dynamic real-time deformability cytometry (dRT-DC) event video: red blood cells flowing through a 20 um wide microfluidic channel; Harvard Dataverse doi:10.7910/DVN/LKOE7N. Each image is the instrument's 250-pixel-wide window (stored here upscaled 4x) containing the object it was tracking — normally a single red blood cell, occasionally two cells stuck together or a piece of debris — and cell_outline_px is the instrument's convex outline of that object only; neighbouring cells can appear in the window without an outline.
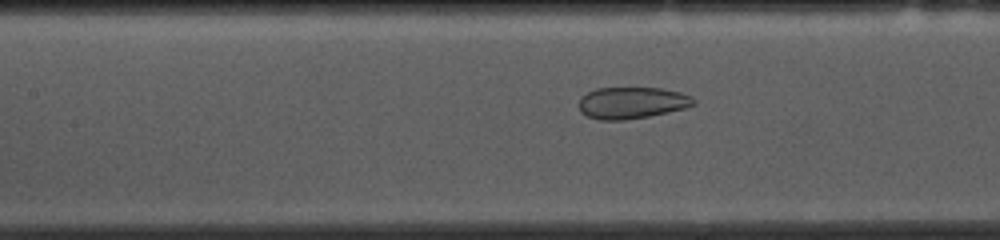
{"species": "common noctule bat (a hibernating species)", "species_latin": "Nyctalus noctula", "temperature_condition": "cold", "stored_images_in_passage": 42, "camera_frame_rate_fps": 3000, "um_per_image_px": 0.085, "animal": {"sex": "female", "body_mass_g": 10.0, "forearm_length_mm": 53.1}, "frame": {"image": 1, "passage_image": 11, "time_ms": 3.333, "image_size_px": [1000, 240], "cell_outline_px": [[696, 104], [684, 108], [668, 112], [648, 116], [624, 120], [600, 120], [588, 116], [580, 112], [580, 100], [588, 92], [596, 88], [660, 88], [680, 92], [692, 96], [696, 100]], "centroid_in_image_um": [53.74, 8.74], "position_along_channel_um": 153.7, "area_um2": 21.04}}
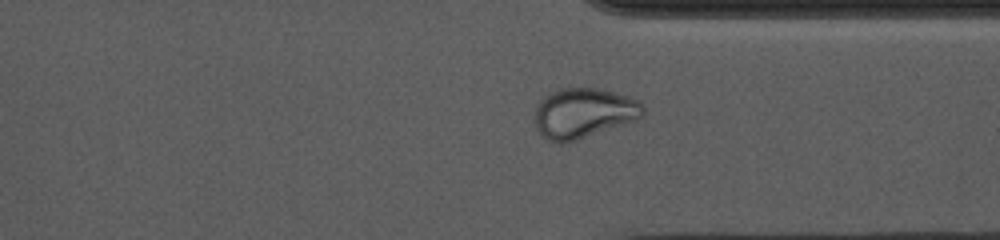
{"frame": {"image": 2, "passage_image": 28, "time_ms": 9.0, "image_size_px": [1000, 240], "cell_outline_px": [[644, 116], [636, 120], [564, 144], [556, 144], [548, 140], [536, 128], [532, 120], [536, 104], [544, 96], [560, 88], [600, 88], [640, 100], [644, 104]], "centroid_in_image_um": [49.58, 9.61], "position_along_channel_um": 361.8, "area_um2": 32.02}}
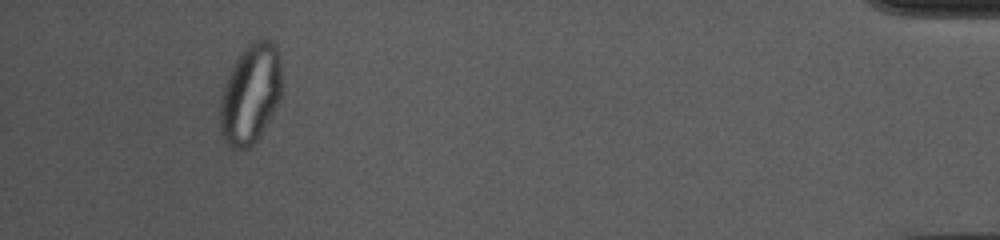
{"frame": {"image": 3, "passage_image": 38, "time_ms": 12.333, "image_size_px": [1000, 240], "cell_outline_px": [[280, 100], [252, 148], [232, 148], [224, 140], [220, 132], [220, 100], [228, 76], [236, 60], [244, 48], [252, 40], [268, 40], [276, 44], [280, 56]], "centroid_in_image_um": [21.29, 8.0], "position_along_channel_um": 413.9, "area_um2": 35.55}, "authors_computed_cell_mechanics": {"area_um2": 25.5765, "velocity_mm_per_s": 3.6936, "shape_relaxation_time_tau1_ms": null, "shape_relaxation_time_tau2_ms": 0.9349, "deformation_change_tau1": null, "deformation_change_tau2": 0.0624}}